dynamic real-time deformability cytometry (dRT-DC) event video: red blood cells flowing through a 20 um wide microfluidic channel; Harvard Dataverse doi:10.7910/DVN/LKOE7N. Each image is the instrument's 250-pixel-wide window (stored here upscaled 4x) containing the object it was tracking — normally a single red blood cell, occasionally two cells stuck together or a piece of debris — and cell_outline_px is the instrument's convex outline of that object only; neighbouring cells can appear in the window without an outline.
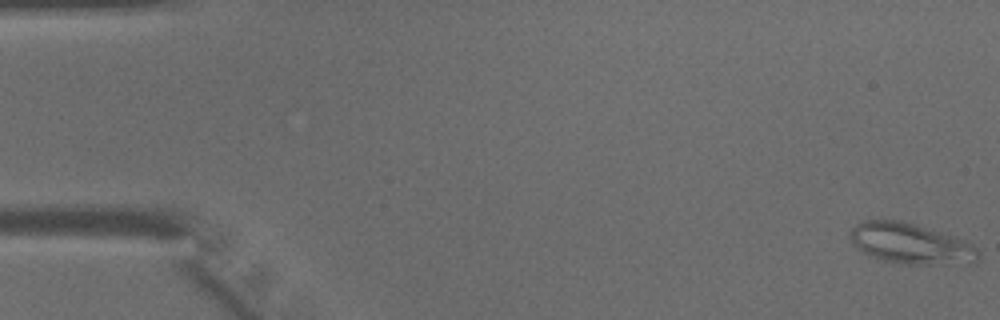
{"species": "common noctule bat (a hibernating species)", "species_latin": "Nyctalus noctula", "temperature_condition": "warm", "stored_images_in_passage": 13, "camera_frame_rate_fps": 3000, "um_per_image_px": 0.085, "animal": {"sex": "male", "body_mass_g": 15.6}, "frame": {"image": 1, "passage_image": 1, "time_ms": 0.0, "image_size_px": [1000, 320], "cell_outline_px": [[980, 260], [976, 264], [904, 264], [880, 260], [856, 248], [852, 244], [848, 236], [848, 232], [856, 224], [864, 220], [904, 220], [964, 240], [972, 244], [980, 252]], "centroid_in_image_um": [77.42, 20.72], "position_along_channel_um": 7.6, "area_um2": 30.81}}